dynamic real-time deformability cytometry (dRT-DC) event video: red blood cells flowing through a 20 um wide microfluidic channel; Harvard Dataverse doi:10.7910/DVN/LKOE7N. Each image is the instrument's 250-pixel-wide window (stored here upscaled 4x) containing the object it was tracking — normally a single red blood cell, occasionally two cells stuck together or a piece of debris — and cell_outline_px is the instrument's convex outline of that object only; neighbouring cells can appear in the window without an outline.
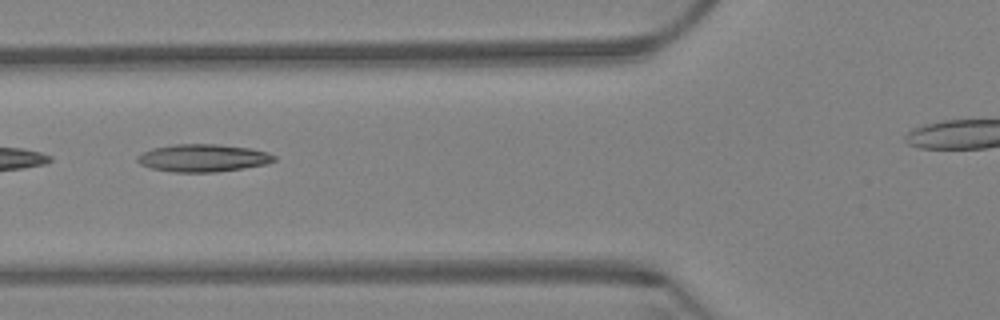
{"species": "Egyptian fruit bat (a non-hibernating species)", "species_latin": "Rousettus aegyptiacus", "temperature_condition": "warm", "stored_images_in_passage": 6, "camera_frame_rate_fps": 3000, "um_per_image_px": 0.085, "animal": {"sex": "female"}, "frame": {"image": 1, "passage_image": 4, "time_ms": 1.0, "image_size_px": [1000, 320], "cell_outline_px": [[276, 160], [268, 164], [244, 168], [216, 172], [172, 172], [152, 168], [140, 164], [136, 160], [136, 156], [140, 152], [152, 148], [176, 144], [216, 144], [248, 148], [268, 152], [276, 156]], "centroid_in_image_um": [17.24, 13.43], "position_along_channel_um": 108.6, "area_um2": 22.14}}